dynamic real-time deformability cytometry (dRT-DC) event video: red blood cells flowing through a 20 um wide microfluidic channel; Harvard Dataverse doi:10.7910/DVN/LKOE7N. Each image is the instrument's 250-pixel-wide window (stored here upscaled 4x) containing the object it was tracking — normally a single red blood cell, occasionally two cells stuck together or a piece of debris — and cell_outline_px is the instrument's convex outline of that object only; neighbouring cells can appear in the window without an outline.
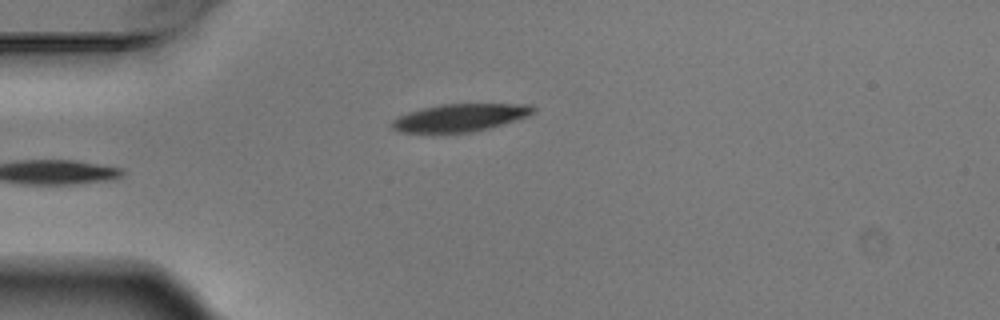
{"species": "Egyptian fruit bat (a non-hibernating species)", "species_latin": "Rousettus aegyptiacus", "temperature_condition": "warm", "stored_images_in_passage": 4, "camera_frame_rate_fps": 3000, "um_per_image_px": 0.085, "animal": {"sex": "male"}, "frame": {"image": 1, "passage_image": 4, "time_ms": 1.0, "image_size_px": [1000, 320], "cell_outline_px": [[536, 112], [528, 116], [504, 124], [472, 132], [396, 132], [388, 124], [392, 120], [408, 112], [424, 108], [444, 104], [532, 104], [536, 108]], "centroid_in_image_um": [39.13, 10.0], "position_along_channel_um": 45.9, "area_um2": 22.72}}